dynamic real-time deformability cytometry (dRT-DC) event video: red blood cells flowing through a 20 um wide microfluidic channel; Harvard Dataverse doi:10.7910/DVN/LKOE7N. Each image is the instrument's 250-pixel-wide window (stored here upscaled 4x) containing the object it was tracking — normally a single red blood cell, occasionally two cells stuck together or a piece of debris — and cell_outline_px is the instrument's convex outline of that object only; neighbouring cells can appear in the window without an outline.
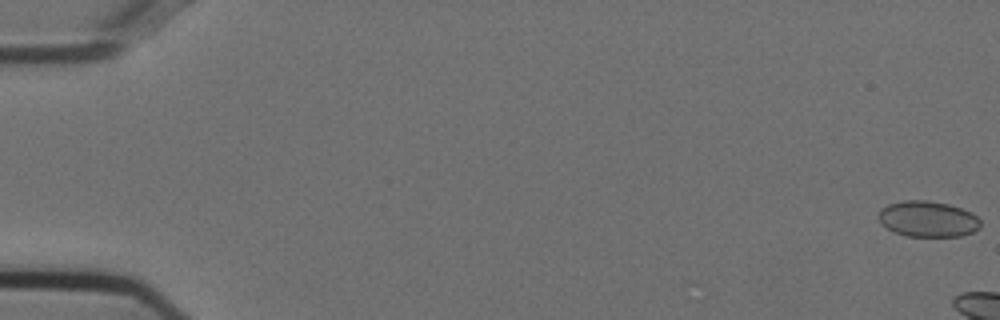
{"species": "Egyptian fruit bat (a non-hibernating species)", "species_latin": "Rousettus aegyptiacus", "temperature_condition": "cold", "stored_images_in_passage": 6, "camera_frame_rate_fps": 3000, "um_per_image_px": 0.085, "animal": {"sex": "female"}, "frame": {"image": 1, "passage_image": 1, "time_ms": 0.0, "image_size_px": [1000, 320], "cell_outline_px": [[980, 228], [972, 232], [960, 236], [908, 236], [896, 232], [880, 224], [876, 216], [880, 208], [888, 204], [904, 200], [928, 200], [948, 204], [972, 212], [980, 220]], "centroid_in_image_um": [78.83, 18.6], "position_along_channel_um": 6.2, "area_um2": 21.44}}